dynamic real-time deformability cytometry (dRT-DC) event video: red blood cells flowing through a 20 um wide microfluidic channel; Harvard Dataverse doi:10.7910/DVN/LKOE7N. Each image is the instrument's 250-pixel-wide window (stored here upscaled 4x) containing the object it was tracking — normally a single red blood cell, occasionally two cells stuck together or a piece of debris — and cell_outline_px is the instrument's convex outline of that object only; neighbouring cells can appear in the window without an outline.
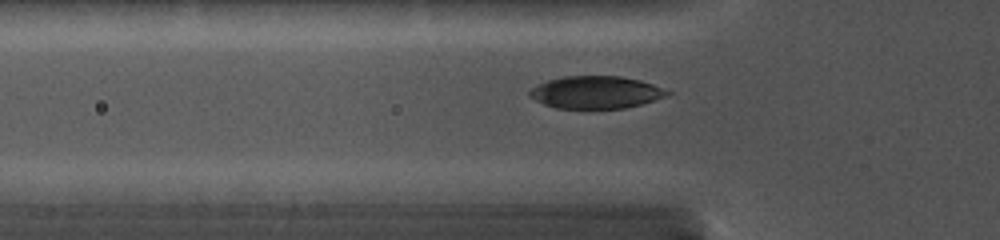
{"species": "common noctule bat (a hibernating species)", "species_latin": "Nyctalus noctula", "temperature_condition": "cold", "stored_images_in_passage": 5, "camera_frame_rate_fps": 5000, "um_per_image_px": 0.085, "animal": {"sex": "female", "body_mass_g": 19.0, "forearm_length_mm": 56.7}, "frame": {"image": 1, "passage_image": 2, "time_ms": 0.4, "image_size_px": [1000, 240], "cell_outline_px": [[672, 92], [668, 96], [640, 104], [624, 108], [556, 108], [544, 104], [528, 96], [528, 92], [536, 84], [548, 80], [564, 76], [620, 76], [640, 80], [652, 84]], "centroid_in_image_um": [50.63, 7.84], "position_along_channel_um": 75.2, "area_um2": 25.95}}
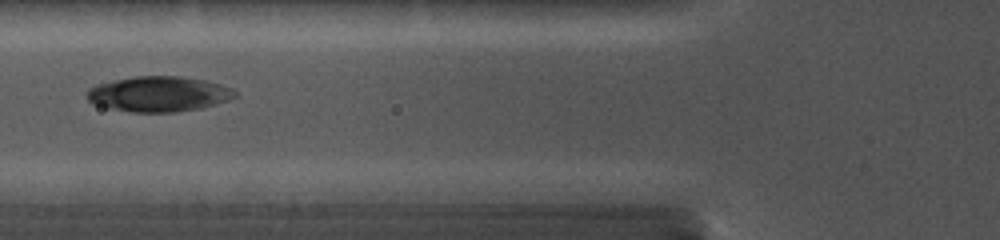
{"frame": {"image": 2, "passage_image": 4, "time_ms": 1.4, "image_size_px": [1000, 240], "cell_outline_px": [[236, 96], [228, 100], [216, 104], [200, 108], [176, 112], [132, 112], [108, 108], [92, 104], [84, 96], [88, 88], [96, 84], [136, 76], [180, 76], [204, 80], [220, 84], [232, 88], [236, 92]], "centroid_in_image_um": [13.45, 7.99], "position_along_channel_um": 112.4, "area_um2": 30.58}}